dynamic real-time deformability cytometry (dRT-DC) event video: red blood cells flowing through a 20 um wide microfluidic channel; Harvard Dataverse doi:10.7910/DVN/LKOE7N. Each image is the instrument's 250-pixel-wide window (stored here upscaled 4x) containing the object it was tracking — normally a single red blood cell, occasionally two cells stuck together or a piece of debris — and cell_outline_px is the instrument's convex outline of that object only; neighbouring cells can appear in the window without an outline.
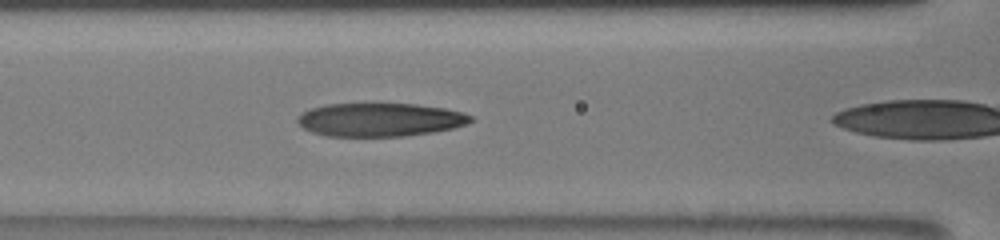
{"species": "human", "species_latin": "Homo sapiens", "temperature_condition": "room temperature", "stored_images_in_passage": 26, "camera_frame_rate_fps": 3000, "um_per_image_px": 0.085, "donor": {"sex": "male"}, "frame": {"image": 1, "passage_image": 25, "time_ms": 8.0, "image_size_px": [1000, 240], "cell_outline_px": [[472, 120], [468, 124], [452, 128], [432, 132], [404, 136], [328, 136], [312, 132], [304, 128], [296, 120], [296, 116], [312, 108], [324, 104], [416, 104], [444, 108], [464, 112], [472, 116]], "centroid_in_image_um": [32.3, 10.17], "position_along_channel_um": 134.3, "area_um2": 33.64}}